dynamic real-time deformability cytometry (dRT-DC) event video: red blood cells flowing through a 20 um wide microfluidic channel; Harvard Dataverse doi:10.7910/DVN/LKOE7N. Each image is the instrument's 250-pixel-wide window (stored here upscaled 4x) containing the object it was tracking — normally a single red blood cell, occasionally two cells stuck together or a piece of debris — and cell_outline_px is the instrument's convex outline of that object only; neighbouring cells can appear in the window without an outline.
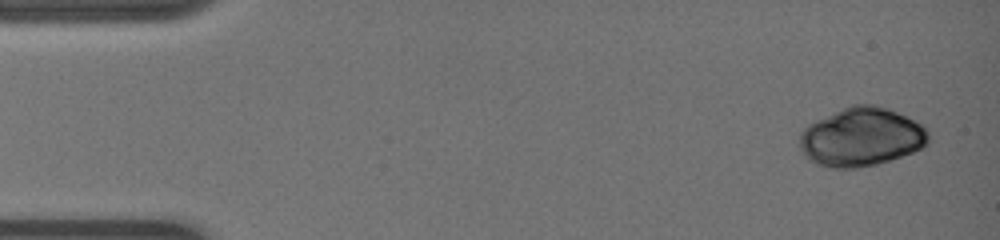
{"species": "common noctule bat (a hibernating species)", "species_latin": "Nyctalus noctula", "temperature_condition": "warm", "stored_images_in_passage": 6, "camera_frame_rate_fps": 3000, "um_per_image_px": 0.085, "animal": {"sex": "female", "body_mass_g": 19.0, "forearm_length_mm": 51.5}, "frame": {"image": 1, "passage_image": 3, "time_ms": 0.667, "image_size_px": [1000, 240], "cell_outline_px": [[140, 188], [132, 192], [40, 192], [12, 188], [12, 184], [32, 180], [120, 180], [140, 184]], "centroid_in_image_um": [6.59, 15.81], "position_along_channel_um": 78.4, "area_um2": 10.0}}